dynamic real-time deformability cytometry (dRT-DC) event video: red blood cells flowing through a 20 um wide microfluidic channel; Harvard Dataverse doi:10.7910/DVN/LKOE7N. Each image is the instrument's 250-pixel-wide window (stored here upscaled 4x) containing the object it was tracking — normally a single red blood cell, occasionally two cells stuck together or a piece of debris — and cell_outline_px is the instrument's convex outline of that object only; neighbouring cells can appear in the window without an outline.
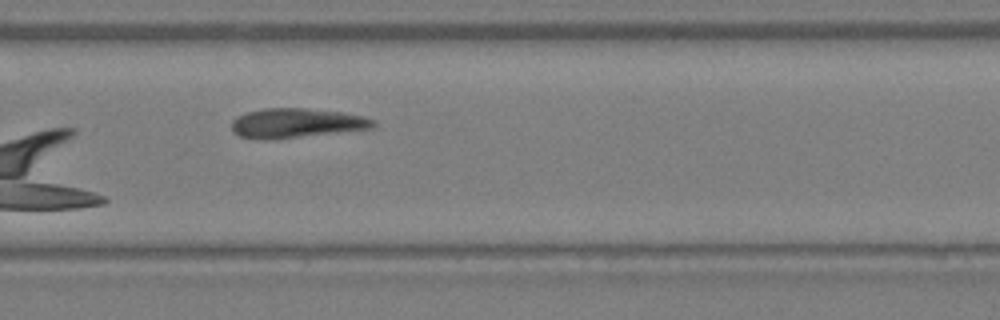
{"species": "Egyptian fruit bat (a non-hibernating species)", "species_latin": "Rousettus aegyptiacus", "temperature_condition": "warm", "stored_images_in_passage": 30, "camera_frame_rate_fps": 3000, "um_per_image_px": 0.085, "animal": {"sex": "female"}, "frame": {"image": 1, "passage_image": 19, "time_ms": 6.0, "image_size_px": [1000, 320], "cell_outline_px": [[376, 124], [372, 128], [264, 140], [240, 136], [232, 132], [232, 120], [236, 116], [244, 112], [264, 108], [304, 108], [340, 112], [364, 116], [376, 120]], "centroid_in_image_um": [25.14, 10.45], "position_along_channel_um": 304.7, "area_um2": 24.16}}
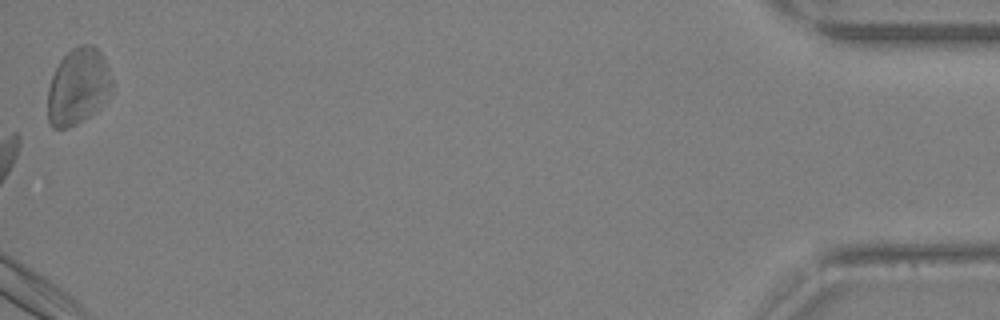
{"frame": {"image": 2, "passage_image": 30, "time_ms": 9.667, "image_size_px": [1000, 320], "cell_outline_px": [[112, 92], [108, 100], [96, 112], [76, 124], [68, 128], [52, 128], [48, 124], [48, 88], [52, 76], [60, 60], [72, 48], [80, 44], [92, 44], [104, 56], [112, 76]], "centroid_in_image_um": [6.67, 7.36], "position_along_channel_um": 428.5, "area_um2": 29.13}}